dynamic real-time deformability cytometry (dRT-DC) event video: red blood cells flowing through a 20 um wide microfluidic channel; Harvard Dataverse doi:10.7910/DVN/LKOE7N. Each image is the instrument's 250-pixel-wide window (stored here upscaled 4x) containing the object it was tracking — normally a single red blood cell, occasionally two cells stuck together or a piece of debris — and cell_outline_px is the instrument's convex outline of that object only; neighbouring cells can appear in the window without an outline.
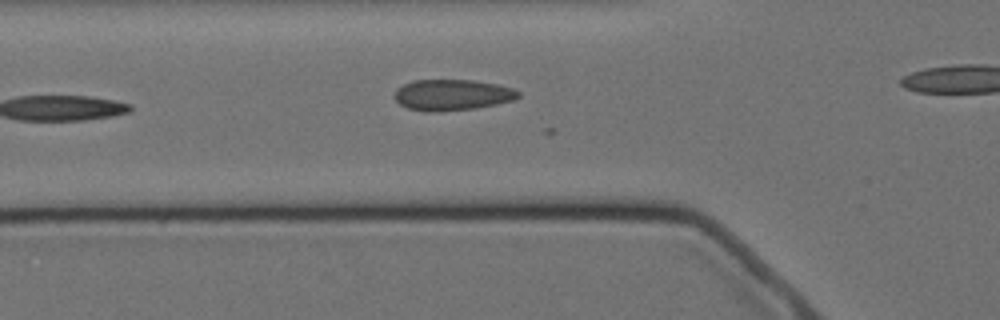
{"species": "Egyptian fruit bat (a non-hibernating species)", "species_latin": "Rousettus aegyptiacus", "temperature_condition": "cold", "stored_images_in_passage": 7, "camera_frame_rate_fps": 3000, "um_per_image_px": 0.085, "animal": {"sex": "female"}, "frame": {"image": 1, "passage_image": 6, "time_ms": 6.667, "image_size_px": [1000, 320], "cell_outline_px": [[520, 96], [512, 100], [496, 104], [476, 108], [440, 112], [428, 112], [408, 108], [400, 104], [396, 100], [396, 88], [412, 80], [472, 80], [500, 84], [512, 88], [520, 92]], "centroid_in_image_um": [38.45, 8.06], "position_along_channel_um": 87.3, "area_um2": 22.43}}